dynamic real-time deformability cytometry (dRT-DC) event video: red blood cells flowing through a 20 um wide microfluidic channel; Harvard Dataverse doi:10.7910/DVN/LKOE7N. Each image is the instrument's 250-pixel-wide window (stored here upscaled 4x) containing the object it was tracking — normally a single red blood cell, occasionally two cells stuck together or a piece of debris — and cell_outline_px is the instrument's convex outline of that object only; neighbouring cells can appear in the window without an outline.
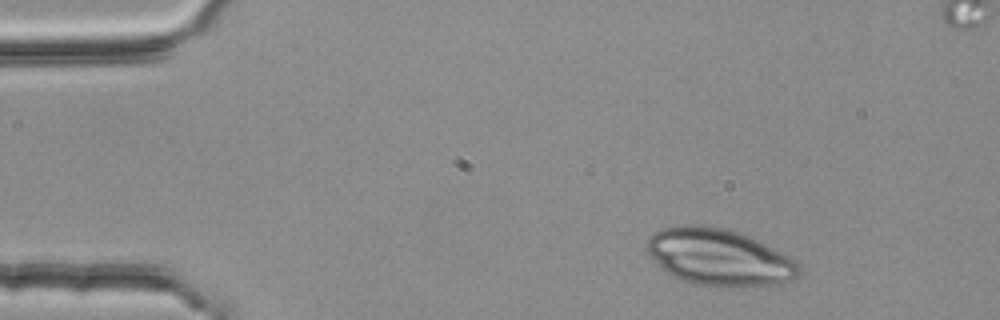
{"species": "common noctule bat (a hibernating species)", "species_latin": "Nyctalus noctula", "temperature_condition": "room temperature", "stored_images_in_passage": 4, "camera_frame_rate_fps": 3000, "um_per_image_px": 0.085, "animal": {"sex": "female", "body_mass_g": 25.1}, "frame": {"image": 1, "passage_image": 4, "time_ms": 1.0, "image_size_px": [1000, 320], "cell_outline_px": [[800, 276], [792, 280], [764, 288], [688, 284], [668, 272], [644, 248], [644, 244], [648, 236], [664, 228], [684, 224], [692, 224], [724, 228], [748, 236], [796, 260], [800, 264]], "centroid_in_image_um": [61.16, 21.89], "position_along_channel_um": 23.8, "area_um2": 50.4}}